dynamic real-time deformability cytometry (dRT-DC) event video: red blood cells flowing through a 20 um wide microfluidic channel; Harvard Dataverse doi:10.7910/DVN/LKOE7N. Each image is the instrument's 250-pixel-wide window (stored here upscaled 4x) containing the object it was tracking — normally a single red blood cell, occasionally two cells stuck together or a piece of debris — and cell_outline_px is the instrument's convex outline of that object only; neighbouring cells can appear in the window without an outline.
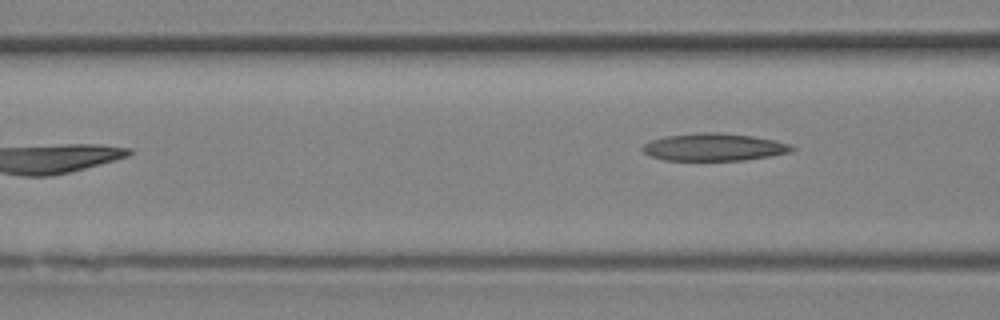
{"species": "Egyptian fruit bat (a non-hibernating species)", "species_latin": "Rousettus aegyptiacus", "temperature_condition": "room temperature", "stored_images_in_passage": 11, "segment_of_instrument_passage": [2, 2], "camera_frame_rate_fps": 3000, "um_per_image_px": 0.085, "animal": {"sex": "female"}, "frame": {"image": 1, "passage_image": 11, "time_ms": 3.333, "image_size_px": [1000, 320], "cell_outline_px": [[796, 148], [792, 152], [772, 156], [744, 160], [664, 160], [652, 156], [644, 152], [640, 148], [644, 144], [652, 140], [664, 136], [704, 132], [720, 132], [752, 136], [776, 140], [792, 144]], "centroid_in_image_um": [60.75, 12.5], "position_along_channel_um": 105.9, "area_um2": 24.04}}